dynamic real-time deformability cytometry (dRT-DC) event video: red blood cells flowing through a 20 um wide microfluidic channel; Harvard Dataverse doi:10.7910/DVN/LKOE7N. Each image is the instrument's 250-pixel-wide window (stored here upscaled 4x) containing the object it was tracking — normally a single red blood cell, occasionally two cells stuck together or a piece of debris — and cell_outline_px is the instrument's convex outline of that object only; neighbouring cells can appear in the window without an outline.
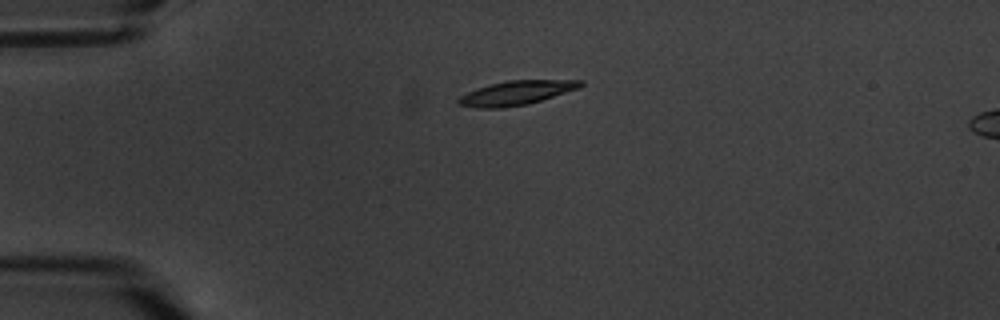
{"species": "common noctule bat (a hibernating species)", "species_latin": "Nyctalus noctula", "temperature_condition": "warm", "stored_images_in_passage": 2, "camera_frame_rate_fps": 3000, "um_per_image_px": 0.085, "animal": {"sex": "male", "body_mass_g": 20.1, "forearm_length_mm": 53.5}, "frame": {"image": 1, "passage_image": 1, "time_ms": 0.0, "image_size_px": [1000, 320], "cell_outline_px": [[584, 84], [580, 88], [528, 104], [504, 108], [476, 108], [456, 104], [456, 100], [460, 96], [476, 88], [488, 84], [508, 80], [584, 80]], "centroid_in_image_um": [43.86, 7.9], "position_along_channel_um": 41.1, "area_um2": 17.4}}